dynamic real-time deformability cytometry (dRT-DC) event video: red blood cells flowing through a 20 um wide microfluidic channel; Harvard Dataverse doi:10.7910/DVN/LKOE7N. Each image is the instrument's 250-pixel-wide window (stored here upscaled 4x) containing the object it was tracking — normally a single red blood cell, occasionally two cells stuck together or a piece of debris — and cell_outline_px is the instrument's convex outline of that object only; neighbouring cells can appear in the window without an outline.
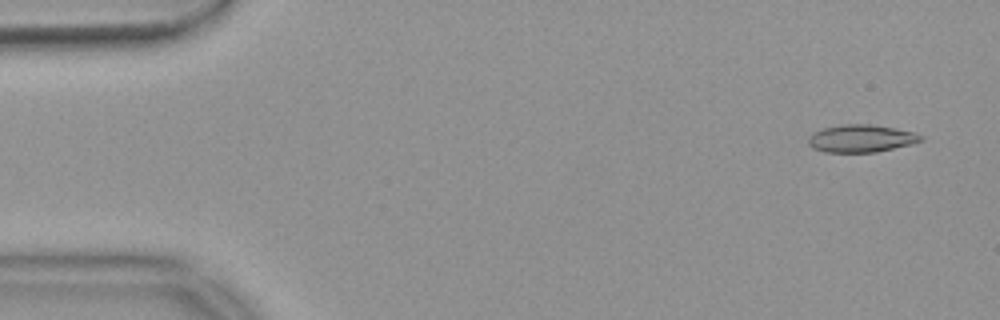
{"species": "common noctule bat (a hibernating species)", "species_latin": "Nyctalus noctula", "temperature_condition": "warm", "stored_images_in_passage": 54, "camera_frame_rate_fps": 3000, "um_per_image_px": 0.085, "animal": {"sex": "female", "body_mass_g": 18.4}, "frame": {"image": 1, "passage_image": 3, "time_ms": 0.667, "image_size_px": [1000, 320], "cell_outline_px": [[924, 140], [912, 144], [876, 152], [824, 152], [812, 148], [808, 144], [808, 136], [812, 132], [824, 128], [840, 124], [872, 124], [912, 132], [924, 136]], "centroid_in_image_um": [73.16, 11.77], "position_along_channel_um": 11.8, "area_um2": 18.15}}
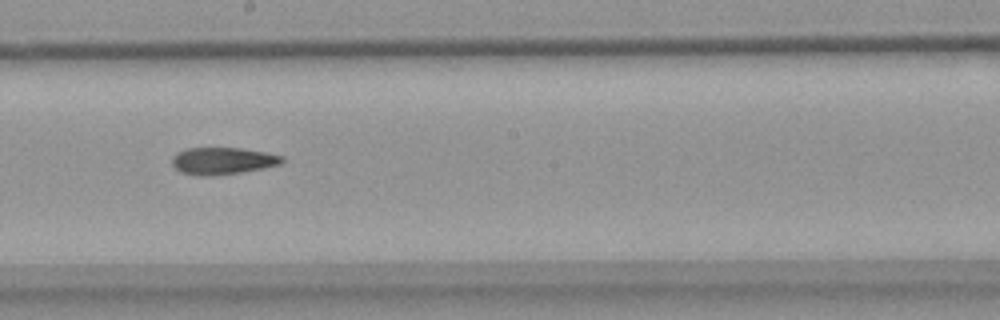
{"frame": {"image": 2, "passage_image": 30, "time_ms": 9.667, "image_size_px": [1000, 320], "cell_outline_px": [[284, 160], [280, 164], [240, 172], [208, 176], [200, 176], [180, 172], [172, 164], [172, 156], [176, 152], [188, 148], [240, 148], [264, 152], [284, 156]], "centroid_in_image_um": [18.88, 13.66], "position_along_channel_um": 229.3, "area_um2": 17.17}}
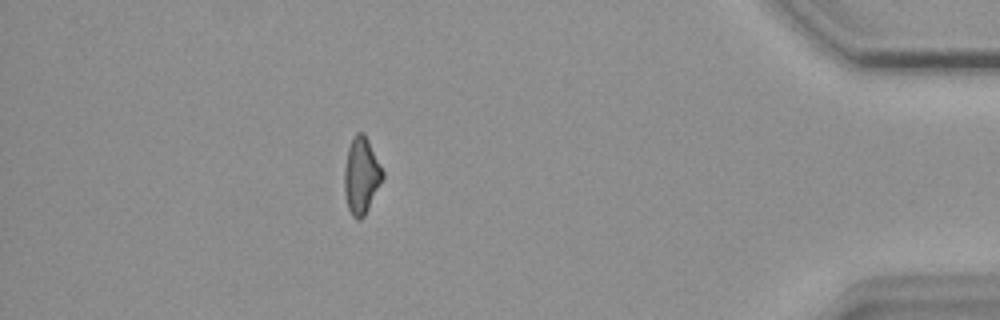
{"frame": {"image": 3, "passage_image": 48, "time_ms": 15.667, "image_size_px": [1000, 320], "cell_outline_px": [[384, 176], [364, 216], [360, 220], [356, 220], [352, 216], [348, 208], [344, 192], [344, 168], [348, 148], [356, 132], [364, 132], [384, 172]], "centroid_in_image_um": [30.7, 14.93], "position_along_channel_um": 404.5, "area_um2": 16.94}, "authors_computed_cell_mechanics": {"area_um2": 17.6868, "velocity_mm_per_s": 3.7229, "shape_relaxation_time_tau1_ms": 8.909, "shape_relaxation_time_tau2_ms": null, "deformation_change_tau1": 0.1813, "deformation_change_tau2": null}}